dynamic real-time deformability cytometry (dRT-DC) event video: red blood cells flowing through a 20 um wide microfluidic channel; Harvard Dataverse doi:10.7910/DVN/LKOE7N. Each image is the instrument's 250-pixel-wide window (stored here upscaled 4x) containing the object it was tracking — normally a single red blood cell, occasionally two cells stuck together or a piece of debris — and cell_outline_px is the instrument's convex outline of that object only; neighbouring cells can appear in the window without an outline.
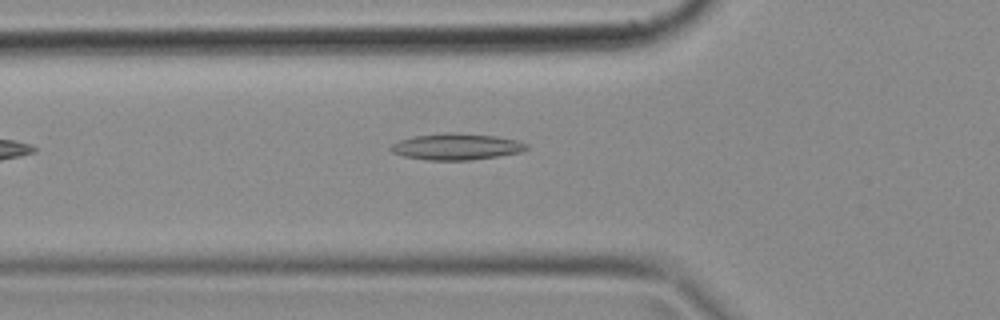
{"species": "common noctule bat (a hibernating species)", "species_latin": "Nyctalus noctula", "temperature_condition": "cold", "stored_images_in_passage": 9, "camera_frame_rate_fps": 3000, "um_per_image_px": 0.085, "animal": {"sex": "female", "body_mass_g": 18.4}, "frame": {"image": 1, "passage_image": 2, "time_ms": 0.333, "image_size_px": [1000, 320], "cell_outline_px": [[528, 148], [520, 152], [496, 156], [468, 160], [428, 160], [404, 156], [392, 152], [388, 148], [392, 144], [400, 140], [412, 136], [444, 132], [452, 132], [496, 136], [516, 140], [528, 144]], "centroid_in_image_um": [38.76, 12.45], "position_along_channel_um": 87.0, "area_um2": 20.81}}
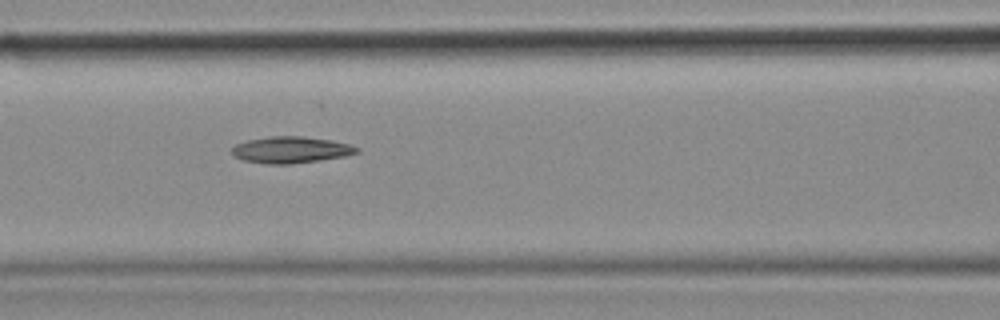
{"frame": {"image": 2, "passage_image": 6, "time_ms": 1.667, "image_size_px": [1000, 320], "cell_outline_px": [[360, 152], [344, 156], [320, 160], [292, 164], [268, 164], [244, 160], [232, 156], [232, 148], [236, 144], [248, 140], [268, 136], [304, 136], [332, 140], [348, 144], [360, 148]], "centroid_in_image_um": [24.73, 12.73], "position_along_channel_um": 141.9, "area_um2": 19.36}}